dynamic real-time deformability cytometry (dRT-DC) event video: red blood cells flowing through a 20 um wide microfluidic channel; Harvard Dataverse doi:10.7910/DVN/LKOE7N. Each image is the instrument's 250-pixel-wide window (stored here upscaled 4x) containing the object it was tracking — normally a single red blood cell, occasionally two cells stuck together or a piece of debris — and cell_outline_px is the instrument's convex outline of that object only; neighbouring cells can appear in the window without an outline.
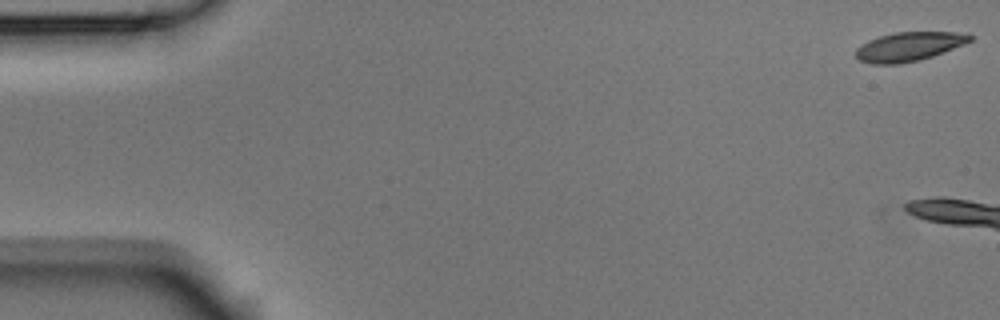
{"species": "Egyptian fruit bat (a non-hibernating species)", "species_latin": "Rousettus aegyptiacus", "temperature_condition": "room temperature", "stored_images_in_passage": 3, "camera_frame_rate_fps": 3000, "um_per_image_px": 0.085, "animal": {"sex": "male"}, "frame": {"image": 1, "passage_image": 1, "time_ms": 0.0, "image_size_px": [1000, 320], "cell_outline_px": [[972, 40], [964, 44], [932, 56], [920, 60], [900, 64], [872, 64], [860, 60], [856, 56], [856, 48], [860, 44], [868, 40], [880, 36], [896, 32], [956, 32], [972, 36]], "centroid_in_image_um": [77.22, 3.96], "position_along_channel_um": 7.8, "area_um2": 19.19}}